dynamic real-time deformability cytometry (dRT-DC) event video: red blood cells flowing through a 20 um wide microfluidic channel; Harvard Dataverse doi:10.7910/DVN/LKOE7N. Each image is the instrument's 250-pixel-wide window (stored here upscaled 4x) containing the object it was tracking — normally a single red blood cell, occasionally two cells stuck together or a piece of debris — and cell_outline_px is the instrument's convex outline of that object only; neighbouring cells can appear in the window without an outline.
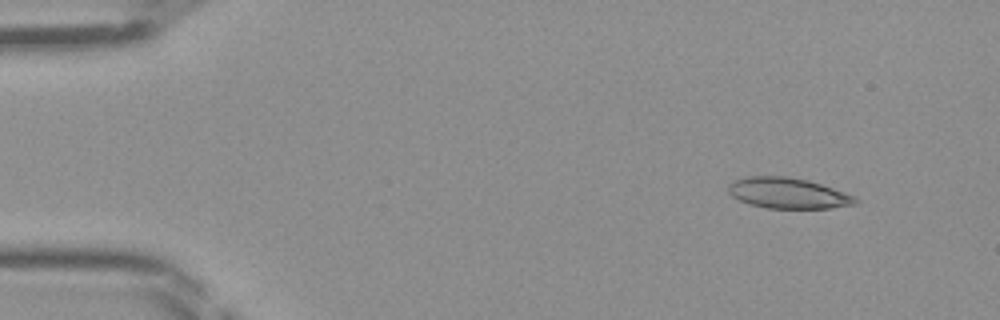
{"species": "Egyptian fruit bat (a non-hibernating species)", "species_latin": "Rousettus aegyptiacus", "temperature_condition": "room temperature", "stored_images_in_passage": 42, "camera_frame_rate_fps": 3000, "um_per_image_px": 0.085, "frame": {"image": 1, "passage_image": 1, "time_ms": 0.0, "image_size_px": [1000, 320], "cell_outline_px": [[860, 200], [856, 204], [832, 208], [768, 208], [748, 204], [732, 196], [728, 192], [728, 184], [732, 180], [744, 176], [788, 176], [808, 180], [856, 196]], "centroid_in_image_um": [66.96, 16.41], "position_along_channel_um": 18.0, "area_um2": 22.95}}
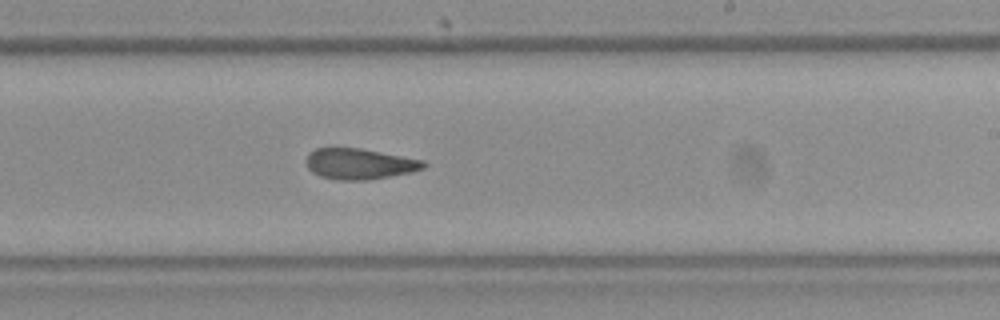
{"frame": {"image": 2, "passage_image": 24, "time_ms": 7.667, "image_size_px": [1000, 320], "cell_outline_px": [[428, 164], [424, 168], [412, 172], [368, 180], [336, 180], [320, 176], [312, 172], [308, 168], [304, 160], [308, 152], [316, 148], [360, 148], [424, 160]], "centroid_in_image_um": [30.53, 13.93], "position_along_channel_um": 258.5, "area_um2": 21.27}}
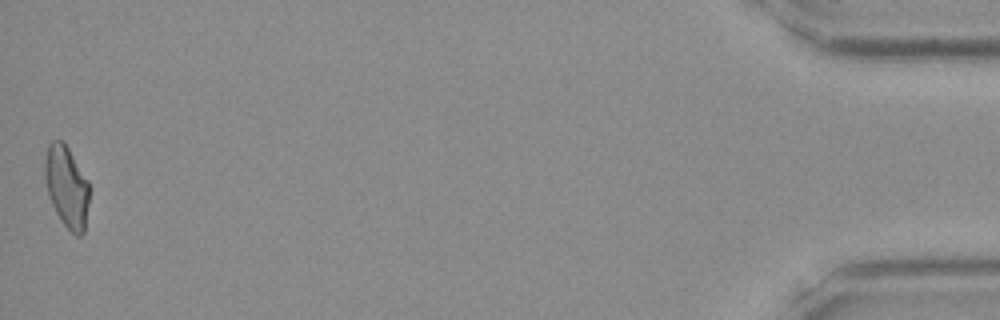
{"frame": {"image": 3, "passage_image": 42, "time_ms": 13.667, "image_size_px": [1000, 320], "cell_outline_px": [[88, 204], [84, 232], [80, 236], [76, 236], [60, 220], [52, 204], [48, 192], [44, 176], [44, 160], [48, 144], [52, 140], [64, 140], [88, 180]], "centroid_in_image_um": [5.65, 15.83], "position_along_channel_um": 429.5, "area_um2": 21.15}}